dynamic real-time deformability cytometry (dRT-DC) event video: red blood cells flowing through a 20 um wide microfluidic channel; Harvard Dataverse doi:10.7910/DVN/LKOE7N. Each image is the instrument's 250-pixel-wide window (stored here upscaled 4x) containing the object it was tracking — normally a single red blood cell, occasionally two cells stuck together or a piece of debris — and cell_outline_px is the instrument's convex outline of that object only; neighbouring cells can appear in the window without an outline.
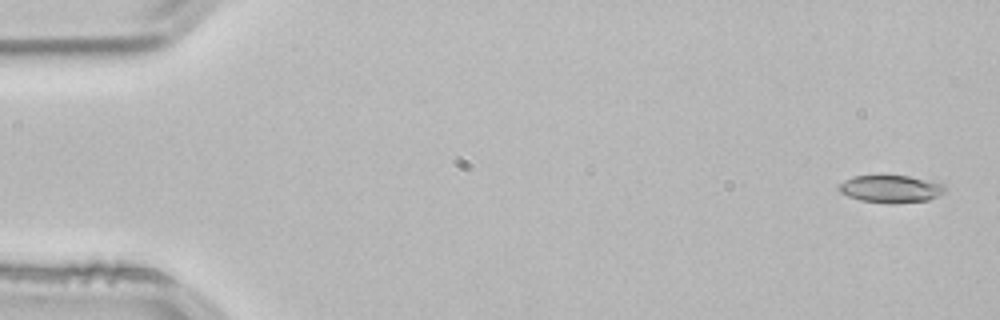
{"species": "common noctule bat (a hibernating species)", "species_latin": "Nyctalus noctula", "temperature_condition": "room temperature", "stored_images_in_passage": 52, "camera_frame_rate_fps": 3000, "um_per_image_px": 0.085, "animal": {"sex": "male", "body_mass_g": 21.5, "forearm_length_mm": 52.0}, "frame": {"image": 1, "passage_image": 1, "time_ms": 0.0, "image_size_px": [1000, 320], "cell_outline_px": [[948, 188], [944, 192], [928, 200], [860, 200], [848, 196], [840, 192], [836, 188], [844, 180], [852, 176], [908, 176], [936, 180], [944, 184]], "centroid_in_image_um": [75.74, 15.98], "position_along_channel_um": 9.3, "area_um2": 16.24}}
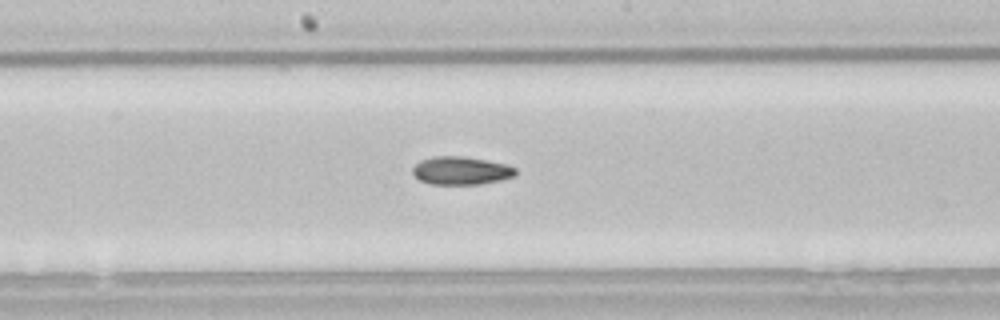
{"frame": {"image": 2, "passage_image": 27, "time_ms": 8.667, "image_size_px": [1000, 320], "cell_outline_px": [[516, 176], [500, 180], [480, 184], [428, 184], [420, 180], [412, 172], [412, 168], [420, 160], [436, 156], [464, 156], [504, 164], [516, 168]], "centroid_in_image_um": [39.18, 14.51], "position_along_channel_um": 209.0, "area_um2": 16.76}}
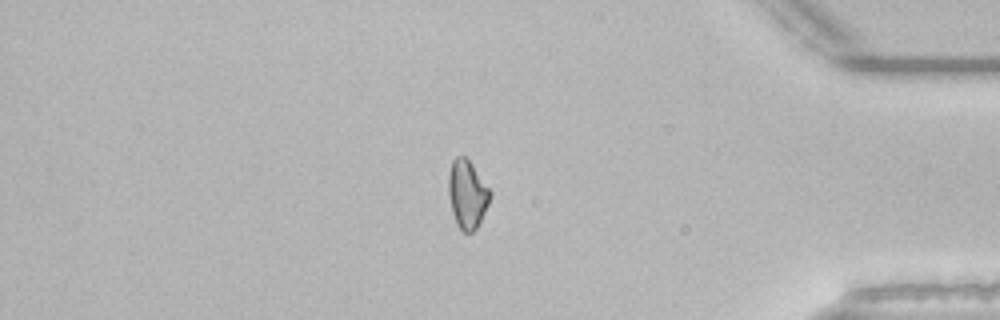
{"frame": {"image": 3, "passage_image": 44, "time_ms": 14.333, "image_size_px": [1000, 320], "cell_outline_px": [[492, 196], [476, 228], [472, 232], [464, 232], [456, 224], [452, 212], [448, 192], [448, 172], [452, 160], [456, 156], [464, 156], [472, 164], [492, 192]], "centroid_in_image_um": [39.7, 16.48], "position_along_channel_um": 395.5, "area_um2": 16.53}, "authors_computed_cell_mechanics": {"area_um2": 16.9932, "velocity_mm_per_s": 3.8508, "shape_relaxation_time_tau1_ms": 7.393, "shape_relaxation_time_tau2_ms": null, "deformation_change_tau1": 0.1515, "deformation_change_tau2": null}}